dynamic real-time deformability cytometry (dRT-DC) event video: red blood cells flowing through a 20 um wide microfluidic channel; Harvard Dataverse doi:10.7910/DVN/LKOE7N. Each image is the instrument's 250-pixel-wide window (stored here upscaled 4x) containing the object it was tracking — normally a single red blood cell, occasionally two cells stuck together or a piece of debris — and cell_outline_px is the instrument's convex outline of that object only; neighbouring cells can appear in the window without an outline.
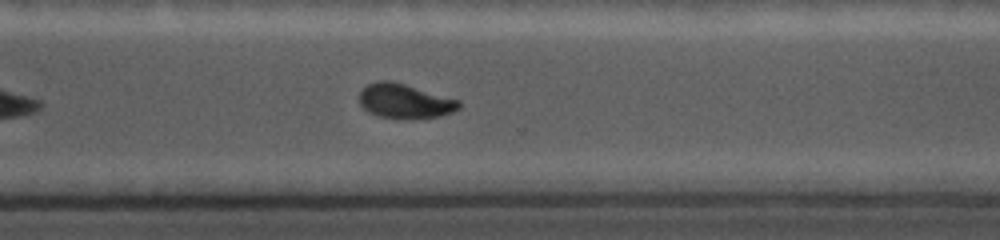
{"species": "common noctule bat (a hibernating species)", "species_latin": "Nyctalus noctula", "temperature_condition": "cold", "stored_images_in_passage": 48, "camera_frame_rate_fps": 5000, "um_per_image_px": 0.085, "animal": {"sex": "female", "body_mass_g": 19.0, "forearm_length_mm": 56.7}, "frame": {"image": 1, "passage_image": 42, "time_ms": 8.6, "image_size_px": [1000, 240], "cell_outline_px": [[460, 108], [452, 112], [440, 116], [412, 120], [396, 120], [376, 116], [368, 112], [360, 104], [360, 92], [368, 84], [404, 84], [460, 100]], "centroid_in_image_um": [34.46, 8.69], "position_along_channel_um": 336.1, "area_um2": 19.71}}